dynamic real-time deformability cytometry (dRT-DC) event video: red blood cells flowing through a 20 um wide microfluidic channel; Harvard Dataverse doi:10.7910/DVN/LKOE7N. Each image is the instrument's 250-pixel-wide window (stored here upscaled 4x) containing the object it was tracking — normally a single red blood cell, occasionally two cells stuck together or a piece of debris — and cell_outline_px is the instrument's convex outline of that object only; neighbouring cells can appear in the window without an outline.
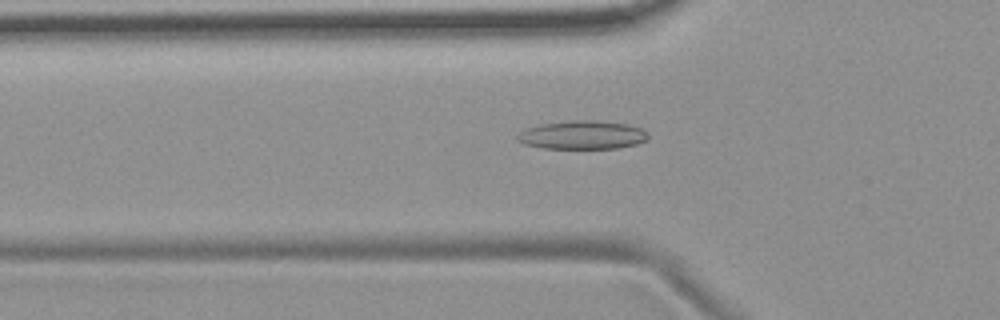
{"species": "common noctule bat (a hibernating species)", "species_latin": "Nyctalus noctula", "temperature_condition": "room temperature", "stored_images_in_passage": 54, "camera_frame_rate_fps": 3000, "um_per_image_px": 0.085, "animal": {"sex": "female", "body_mass_g": 19.9}, "frame": {"image": 1, "passage_image": 19, "time_ms": 6.0, "image_size_px": [1000, 320], "cell_outline_px": [[648, 140], [636, 144], [620, 148], [544, 148], [524, 144], [516, 140], [516, 136], [520, 132], [528, 128], [540, 124], [576, 120], [592, 120], [628, 124], [640, 128], [648, 132]], "centroid_in_image_um": [49.52, 11.47], "position_along_channel_um": 76.3, "area_um2": 21.68}}
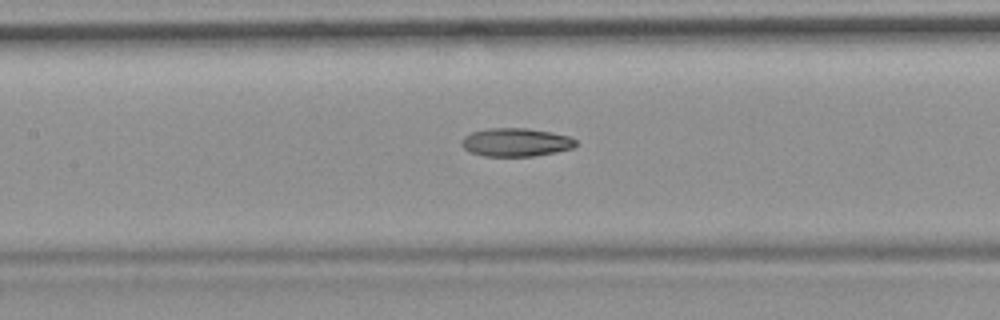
{"frame": {"image": 2, "passage_image": 26, "time_ms": 8.333, "image_size_px": [1000, 320], "cell_outline_px": [[576, 144], [572, 148], [556, 152], [532, 156], [484, 156], [468, 152], [460, 144], [460, 140], [464, 136], [472, 132], [488, 128], [528, 128], [552, 132], [568, 136], [576, 140]], "centroid_in_image_um": [43.8, 12.09], "position_along_channel_um": 163.6, "area_um2": 18.96}}
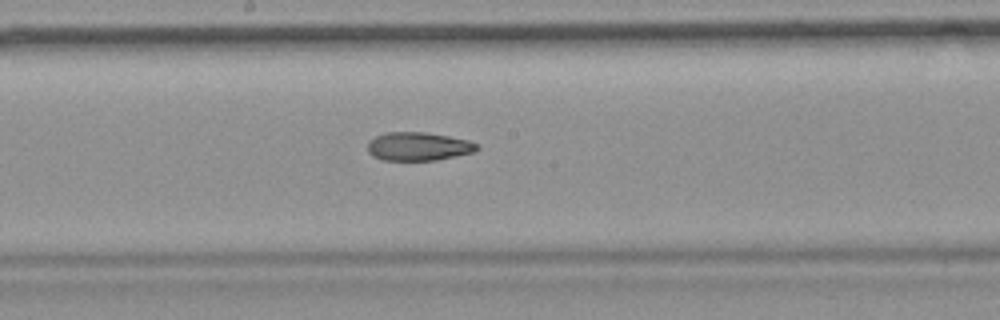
{"frame": {"image": 3, "passage_image": 30, "time_ms": 9.667, "image_size_px": [1000, 320], "cell_outline_px": [[480, 148], [476, 152], [436, 160], [384, 160], [372, 156], [368, 152], [368, 144], [376, 136], [388, 132], [424, 132], [448, 136], [468, 140], [476, 144]], "centroid_in_image_um": [35.59, 12.45], "position_along_channel_um": 212.6, "area_um2": 18.03}, "authors_computed_cell_mechanics": {"area_um2": 19.4208, "velocity_mm_per_s": 3.7083, "shape_relaxation_time_tau1_ms": null, "shape_relaxation_time_tau2_ms": 4.4382, "deformation_change_tau1": null, "deformation_change_tau2": 0.1221}}